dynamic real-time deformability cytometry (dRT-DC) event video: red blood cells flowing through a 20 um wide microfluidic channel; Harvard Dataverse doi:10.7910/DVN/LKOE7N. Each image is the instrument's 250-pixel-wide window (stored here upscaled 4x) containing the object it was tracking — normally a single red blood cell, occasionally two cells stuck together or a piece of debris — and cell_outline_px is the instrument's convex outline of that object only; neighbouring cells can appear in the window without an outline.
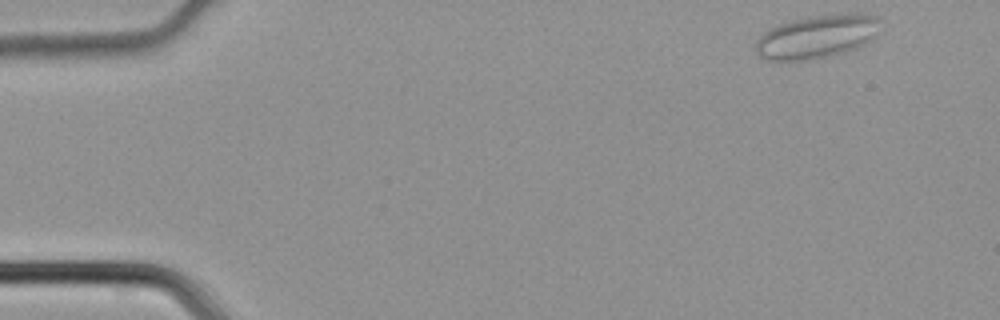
{"species": "common noctule bat (a hibernating species)", "species_latin": "Nyctalus noctula", "temperature_condition": "cold", "stored_images_in_passage": 42, "camera_frame_rate_fps": 3000, "um_per_image_px": 0.085, "animal": {"sex": "male", "body_mass_g": 21.5, "forearm_length_mm": 52.0}, "frame": {"image": 1, "passage_image": 1, "time_ms": 0.0, "image_size_px": [1000, 320], "cell_outline_px": [[876, 32], [868, 40], [856, 48], [824, 56], [800, 60], [764, 60], [756, 52], [756, 40], [764, 32], [780, 24], [792, 20], [808, 16], [852, 12], [856, 12], [876, 16]], "centroid_in_image_um": [69.36, 3.09], "position_along_channel_um": 15.6, "area_um2": 30.69}}
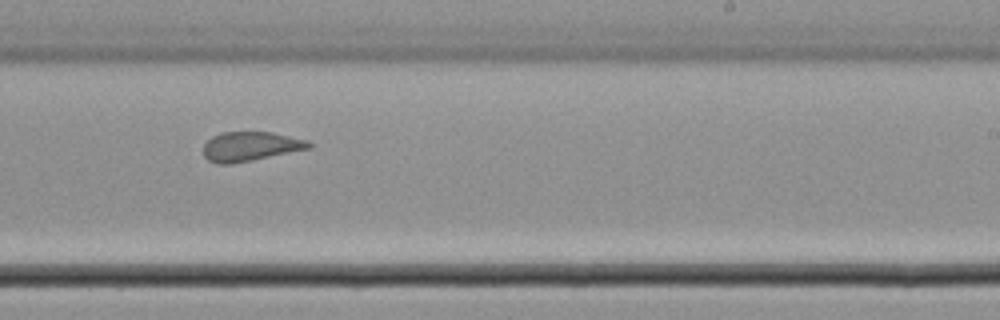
{"frame": {"image": 2, "passage_image": 25, "time_ms": 8.0, "image_size_px": [1000, 320], "cell_outline_px": [[312, 148], [252, 160], [228, 164], [220, 164], [208, 160], [204, 156], [204, 144], [212, 136], [220, 132], [272, 132], [308, 140], [312, 144]], "centroid_in_image_um": [21.3, 12.43], "position_along_channel_um": 267.7, "area_um2": 18.03}}
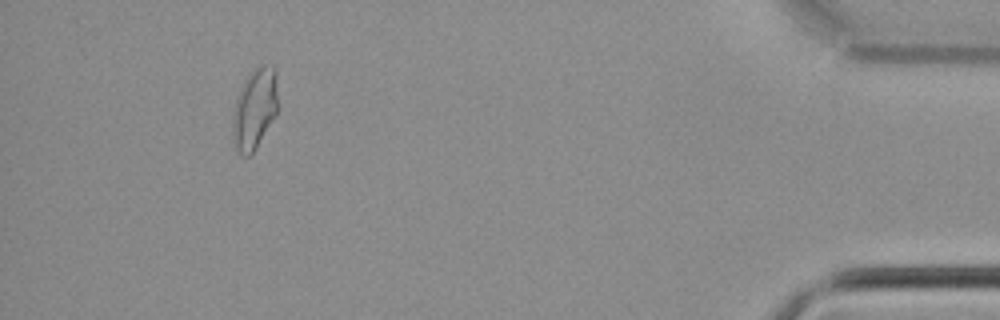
{"frame": {"image": 3, "passage_image": 39, "time_ms": 12.667, "image_size_px": [1000, 320], "cell_outline_px": [[276, 112], [256, 148], [248, 156], [244, 156], [240, 152], [236, 144], [232, 124], [232, 112], [240, 88], [248, 72], [252, 68], [260, 64], [264, 64], [276, 68]], "centroid_in_image_um": [21.63, 9.15], "position_along_channel_um": 413.6, "area_um2": 20.87}}